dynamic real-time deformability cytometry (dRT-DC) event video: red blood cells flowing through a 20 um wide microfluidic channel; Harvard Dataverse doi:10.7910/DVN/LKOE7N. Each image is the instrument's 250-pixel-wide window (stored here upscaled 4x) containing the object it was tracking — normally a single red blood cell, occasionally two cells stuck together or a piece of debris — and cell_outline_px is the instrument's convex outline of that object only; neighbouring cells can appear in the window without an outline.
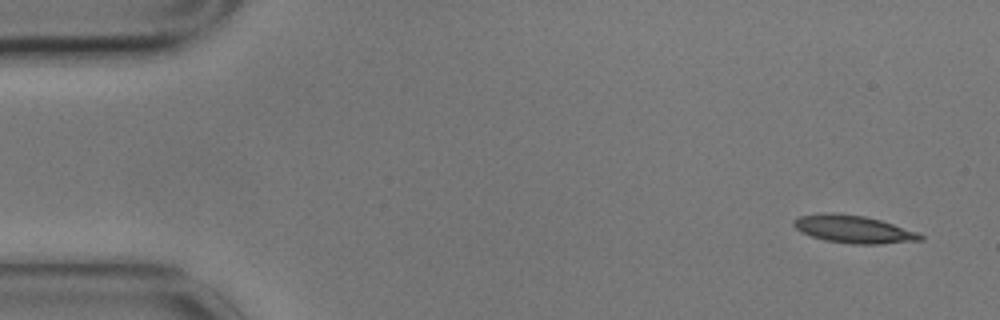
{"species": "common noctule bat (a hibernating species)", "species_latin": "Nyctalus noctula", "temperature_condition": "cold", "stored_images_in_passage": 8, "camera_frame_rate_fps": 3000, "um_per_image_px": 0.085, "animal": {"sex": "male", "body_mass_g": 17.9}, "frame": {"image": 1, "passage_image": 1, "time_ms": 0.0, "image_size_px": [1000, 320], "cell_outline_px": [[924, 240], [880, 244], [852, 244], [824, 240], [800, 232], [792, 224], [792, 220], [800, 216], [820, 212], [832, 212], [864, 216], [880, 220], [916, 232], [924, 236]], "centroid_in_image_um": [72.5, 19.48], "position_along_channel_um": 12.5, "area_um2": 20.46}}
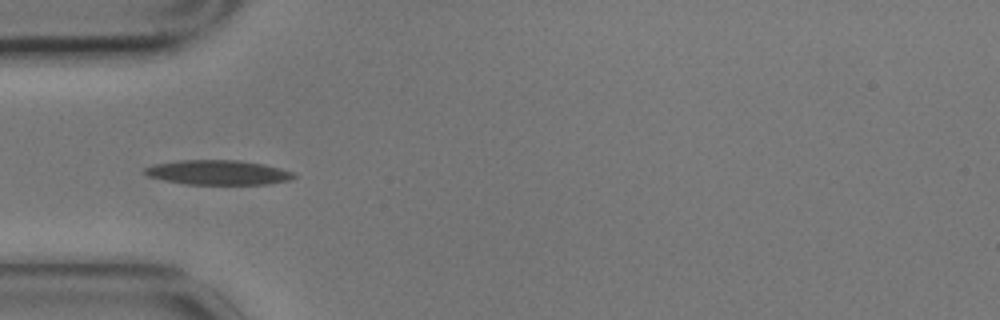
{"frame": {"image": 2, "passage_image": 5, "time_ms": 1.333, "image_size_px": [1000, 320], "cell_outline_px": [[296, 176], [292, 180], [268, 184], [184, 184], [164, 180], [148, 176], [144, 172], [144, 168], [156, 164], [180, 160], [240, 160], [264, 164], [296, 172]], "centroid_in_image_um": [18.59, 14.66], "position_along_channel_um": 66.4, "area_um2": 21.5}}